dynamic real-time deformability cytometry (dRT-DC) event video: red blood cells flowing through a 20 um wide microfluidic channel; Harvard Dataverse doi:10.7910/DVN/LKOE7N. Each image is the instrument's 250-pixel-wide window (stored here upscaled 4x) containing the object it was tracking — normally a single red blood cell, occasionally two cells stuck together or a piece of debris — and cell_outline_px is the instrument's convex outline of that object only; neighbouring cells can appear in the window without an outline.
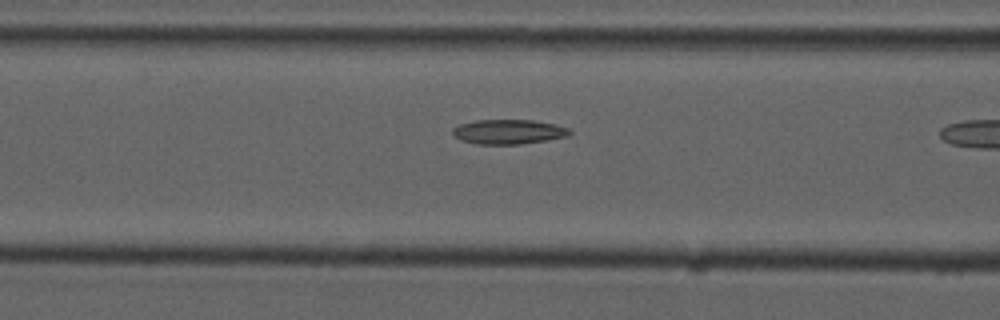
{"species": "common noctule bat (a hibernating species)", "species_latin": "Nyctalus noctula", "temperature_condition": "cold", "stored_images_in_passage": 10, "camera_frame_rate_fps": 3000, "um_per_image_px": 0.085, "animal": {"sex": "male", "forearm_length_mm": 52.5}, "frame": {"image": 1, "passage_image": 9, "time_ms": 2.667, "image_size_px": [1000, 320], "cell_outline_px": [[572, 132], [568, 136], [520, 144], [476, 144], [460, 140], [452, 132], [452, 128], [460, 124], [476, 120], [532, 120], [552, 124], [568, 128]], "centroid_in_image_um": [43.19, 11.2], "position_along_channel_um": 123.4, "area_um2": 16.59}}